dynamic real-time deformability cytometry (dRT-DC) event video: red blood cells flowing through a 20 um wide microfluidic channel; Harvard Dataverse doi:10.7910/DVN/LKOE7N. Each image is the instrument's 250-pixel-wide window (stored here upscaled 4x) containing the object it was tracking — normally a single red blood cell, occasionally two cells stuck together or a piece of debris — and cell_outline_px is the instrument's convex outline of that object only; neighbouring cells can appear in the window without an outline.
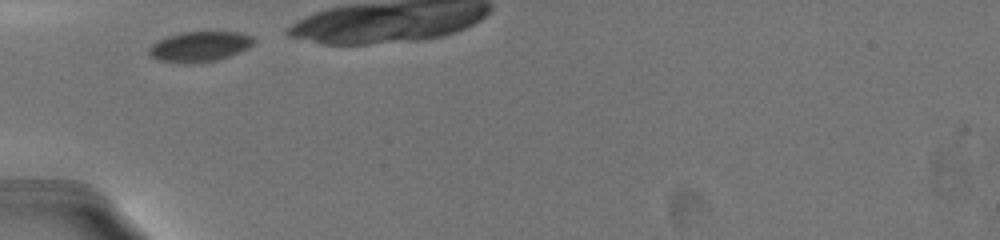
{"species": "common noctule bat (a hibernating species)", "species_latin": "Nyctalus noctula", "temperature_condition": "warm", "stored_images_in_passage": 6, "camera_frame_rate_fps": 3000, "um_per_image_px": 0.085, "animal": {"sex": "female", "body_mass_g": 19.5, "forearm_length_mm": 54.1}, "frame": {"image": 1, "passage_image": 1, "time_ms": 0.0, "image_size_px": [1000, 240], "cell_outline_px": [[256, 40], [248, 48], [240, 52], [216, 60], [156, 60], [148, 52], [148, 48], [152, 44], [168, 36], [180, 32], [240, 32], [256, 36]], "centroid_in_image_um": [17.05, 3.89], "position_along_channel_um": 67.9, "area_um2": 17.69}}
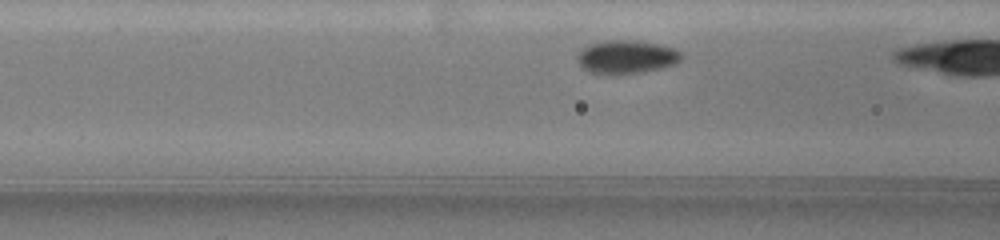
{"frame": {"image": 2, "passage_image": 5, "time_ms": 1.333, "image_size_px": [1000, 240], "cell_outline_px": [[680, 60], [672, 64], [660, 68], [640, 72], [592, 72], [584, 68], [576, 60], [576, 56], [588, 44], [604, 40], [636, 40], [660, 44], [672, 48], [680, 52]], "centroid_in_image_um": [53.23, 4.79], "position_along_channel_um": 113.4, "area_um2": 19.54}}